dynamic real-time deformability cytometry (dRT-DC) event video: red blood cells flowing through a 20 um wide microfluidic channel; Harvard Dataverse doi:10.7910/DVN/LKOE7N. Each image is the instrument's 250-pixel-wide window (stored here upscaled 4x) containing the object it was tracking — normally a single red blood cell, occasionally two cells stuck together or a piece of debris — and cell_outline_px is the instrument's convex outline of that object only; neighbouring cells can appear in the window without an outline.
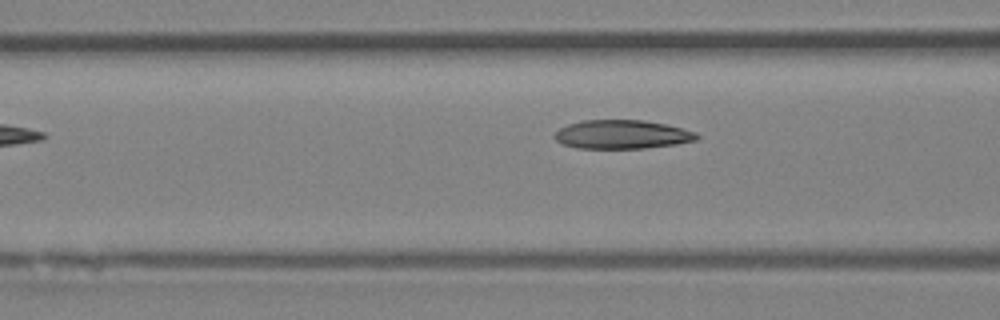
{"species": "Egyptian fruit bat (a non-hibernating species)", "species_latin": "Rousettus aegyptiacus", "temperature_condition": "room temperature", "stored_images_in_passage": 5, "segment_of_instrument_passage": [2, 2], "camera_frame_rate_fps": 3000, "um_per_image_px": 0.085, "animal": {"sex": "female"}, "frame": {"image": 1, "passage_image": 5, "time_ms": 5.333, "image_size_px": [1000, 320], "cell_outline_px": [[700, 136], [696, 140], [676, 144], [644, 148], [576, 148], [560, 144], [552, 136], [560, 128], [568, 124], [584, 120], [644, 120], [684, 128], [696, 132]], "centroid_in_image_um": [52.86, 11.43], "position_along_channel_um": 113.7, "area_um2": 23.93}}